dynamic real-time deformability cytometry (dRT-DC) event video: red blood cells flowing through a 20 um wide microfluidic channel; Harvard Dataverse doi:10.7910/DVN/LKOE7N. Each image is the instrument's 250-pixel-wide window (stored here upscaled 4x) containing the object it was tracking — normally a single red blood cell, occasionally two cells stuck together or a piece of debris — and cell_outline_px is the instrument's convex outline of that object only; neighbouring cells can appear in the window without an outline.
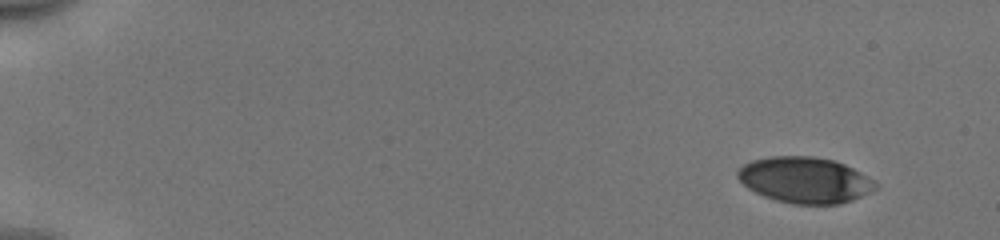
{"species": "human", "species_latin": "Homo sapiens", "temperature_condition": "cold", "stored_images_in_passage": 50, "camera_frame_rate_fps": 3000, "um_per_image_px": 0.085, "donor": {"sex": "male"}, "frame": {"image": 1, "passage_image": 1, "time_ms": 0.0, "image_size_px": [1000, 240], "cell_outline_px": [[876, 188], [852, 200], [840, 204], [792, 204], [776, 200], [764, 196], [748, 188], [736, 176], [736, 172], [744, 164], [752, 160], [772, 156], [812, 156], [832, 160], [844, 164], [860, 172], [872, 180], [876, 184]], "centroid_in_image_um": [68.38, 15.3], "position_along_channel_um": 16.6, "area_um2": 36.59}}
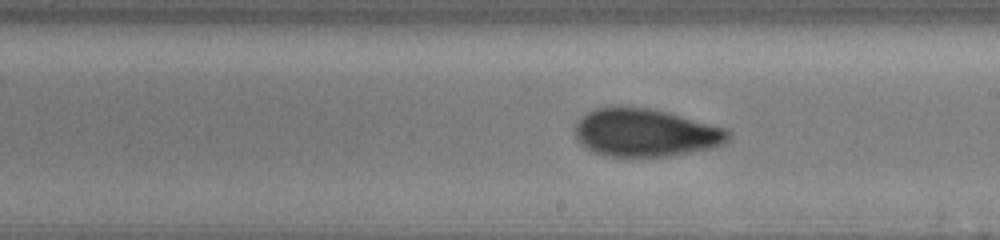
{"frame": {"image": 2, "passage_image": 29, "time_ms": 9.333, "image_size_px": [1000, 240], "cell_outline_px": [[732, 136], [724, 144], [712, 148], [668, 156], [604, 156], [584, 148], [576, 140], [576, 120], [580, 116], [596, 108], [652, 108], [668, 112], [728, 128], [732, 132]], "centroid_in_image_um": [54.89, 11.29], "position_along_channel_um": 234.1, "area_um2": 42.95}}
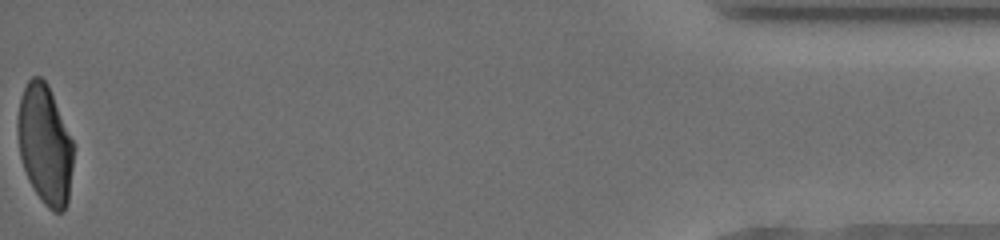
{"frame": {"image": 3, "passage_image": 50, "time_ms": 16.333, "image_size_px": [1000, 240], "cell_outline_px": [[72, 168], [68, 204], [60, 212], [52, 212], [44, 204], [28, 180], [20, 156], [16, 128], [16, 120], [20, 96], [28, 80], [32, 76], [40, 76], [48, 84], [72, 140]], "centroid_in_image_um": [3.79, 12.27], "position_along_channel_um": 431.4, "area_um2": 38.78}, "authors_computed_cell_mechanics": {"area_um2": 40.5178, "velocity_mm_per_s": 3.9725, "shape_relaxation_time_tau1_ms": 4.9773, "shape_relaxation_time_tau2_ms": 1.3603, "deformation_change_tau1": 0.1682, "deformation_change_tau2": 0.0644}}